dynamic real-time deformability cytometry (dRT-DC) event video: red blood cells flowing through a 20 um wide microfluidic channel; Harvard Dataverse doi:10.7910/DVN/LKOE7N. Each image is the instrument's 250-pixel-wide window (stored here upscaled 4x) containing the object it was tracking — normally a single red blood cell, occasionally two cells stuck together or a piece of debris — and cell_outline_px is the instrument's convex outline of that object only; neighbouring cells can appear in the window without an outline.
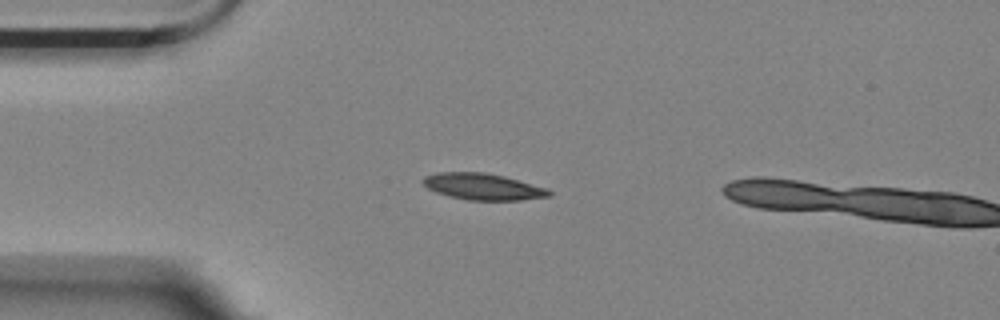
{"species": "Egyptian fruit bat (a non-hibernating species)", "species_latin": "Rousettus aegyptiacus", "temperature_condition": "room temperature", "stored_images_in_passage": 17, "camera_frame_rate_fps": 3000, "um_per_image_px": 0.085, "animal": {"sex": "female"}, "frame": {"image": 1, "passage_image": 15, "time_ms": 4.667, "image_size_px": [1000, 320], "cell_outline_px": [[552, 196], [520, 200], [468, 200], [448, 196], [436, 192], [428, 188], [420, 180], [424, 176], [436, 172], [484, 172], [504, 176], [548, 188], [552, 192]], "centroid_in_image_um": [41.05, 15.86], "position_along_channel_um": 44.0, "area_um2": 19.59}}